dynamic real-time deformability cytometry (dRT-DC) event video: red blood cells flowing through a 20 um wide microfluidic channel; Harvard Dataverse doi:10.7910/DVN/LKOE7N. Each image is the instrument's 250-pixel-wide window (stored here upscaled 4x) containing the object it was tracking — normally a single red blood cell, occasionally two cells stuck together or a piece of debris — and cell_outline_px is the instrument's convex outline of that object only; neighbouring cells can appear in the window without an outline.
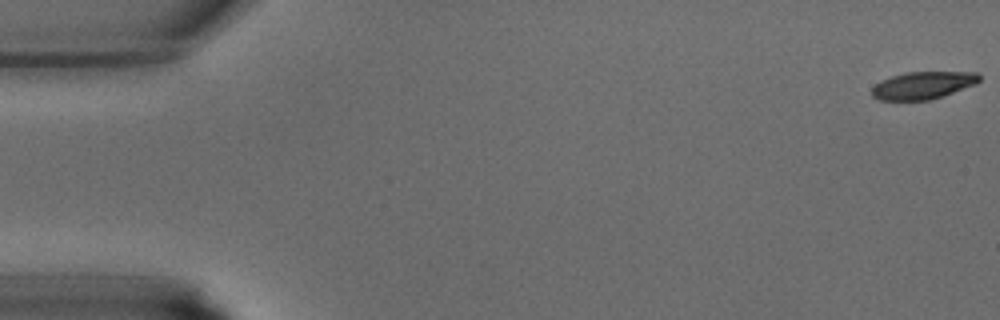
{"species": "common noctule bat (a hibernating species)", "species_latin": "Nyctalus noctula", "temperature_condition": "warm", "stored_images_in_passage": 10, "camera_frame_rate_fps": 3000, "um_per_image_px": 0.085, "animal": {"sex": "male", "body_mass_g": 15.6}, "frame": {"image": 1, "passage_image": 1, "time_ms": 0.0, "image_size_px": [1000, 320], "cell_outline_px": [[980, 80], [976, 84], [928, 100], [880, 100], [872, 96], [872, 88], [876, 84], [892, 76], [908, 72], [976, 72], [980, 76]], "centroid_in_image_um": [78.45, 7.25], "position_along_channel_um": 6.5, "area_um2": 16.82}}